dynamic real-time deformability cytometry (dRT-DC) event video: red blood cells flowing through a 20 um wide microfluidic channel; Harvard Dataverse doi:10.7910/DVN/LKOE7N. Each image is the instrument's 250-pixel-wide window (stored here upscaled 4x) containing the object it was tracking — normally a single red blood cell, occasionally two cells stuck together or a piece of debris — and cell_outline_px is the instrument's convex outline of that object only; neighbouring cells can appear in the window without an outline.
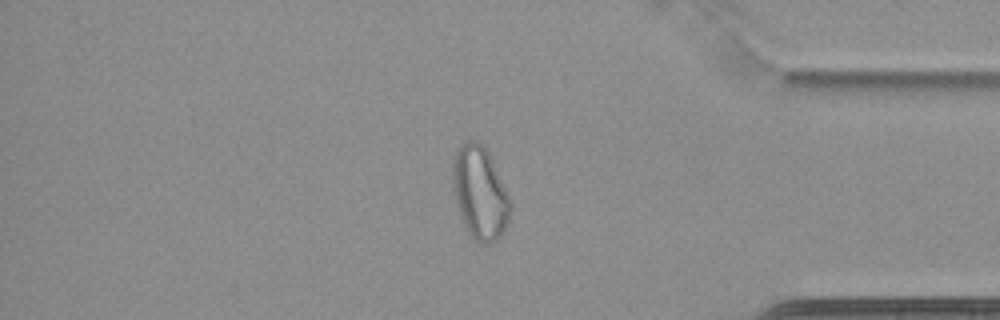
{"species": "common noctule bat (a hibernating species)", "species_latin": "Nyctalus noctula", "temperature_condition": "cold", "stored_images_in_passage": 65, "camera_frame_rate_fps": 3000, "um_per_image_px": 0.085, "animal": {"sex": "female", "body_mass_g": 22.7, "forearm_length_mm": 54.2}, "frame": {"image": 1, "passage_image": 56, "time_ms": 18.333, "image_size_px": [1000, 320], "cell_outline_px": [[512, 208], [508, 220], [500, 236], [496, 240], [488, 244], [484, 244], [468, 236], [460, 216], [456, 204], [452, 188], [452, 160], [460, 144], [468, 140], [476, 140], [488, 152], [492, 160], [512, 204]], "centroid_in_image_um": [40.75, 16.41], "position_along_channel_um": 394.4, "area_um2": 31.27}}